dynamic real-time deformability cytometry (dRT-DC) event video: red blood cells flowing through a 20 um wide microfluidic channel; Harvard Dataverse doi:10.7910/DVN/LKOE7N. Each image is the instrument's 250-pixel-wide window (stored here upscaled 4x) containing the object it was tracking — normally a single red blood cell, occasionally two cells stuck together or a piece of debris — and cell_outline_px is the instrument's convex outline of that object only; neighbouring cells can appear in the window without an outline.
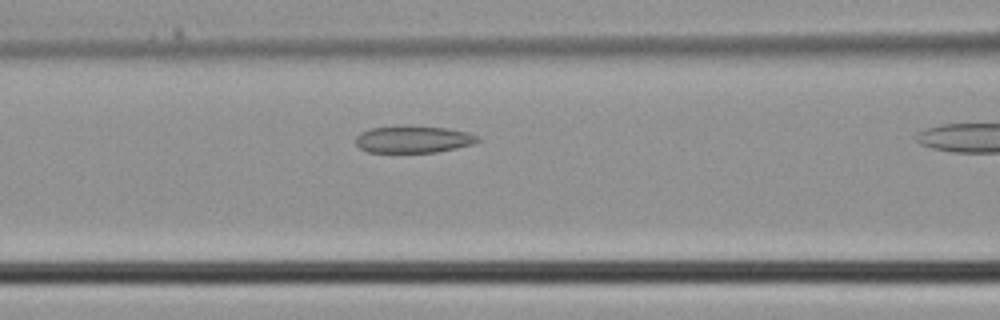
{"species": "common noctule bat (a hibernating species)", "species_latin": "Nyctalus noctula", "temperature_condition": "cold", "stored_images_in_passage": 9, "camera_frame_rate_fps": 3000, "um_per_image_px": 0.085, "animal": {"sex": "male", "body_mass_g": 21.5, "forearm_length_mm": 52.0}, "frame": {"image": 1, "passage_image": 6, "time_ms": 1.667, "image_size_px": [1000, 320], "cell_outline_px": [[480, 140], [472, 144], [456, 148], [436, 152], [368, 152], [360, 148], [356, 144], [356, 136], [360, 132], [372, 128], [448, 128], [468, 132], [480, 136]], "centroid_in_image_um": [35.16, 11.88], "position_along_channel_um": 131.4, "area_um2": 18.5}}
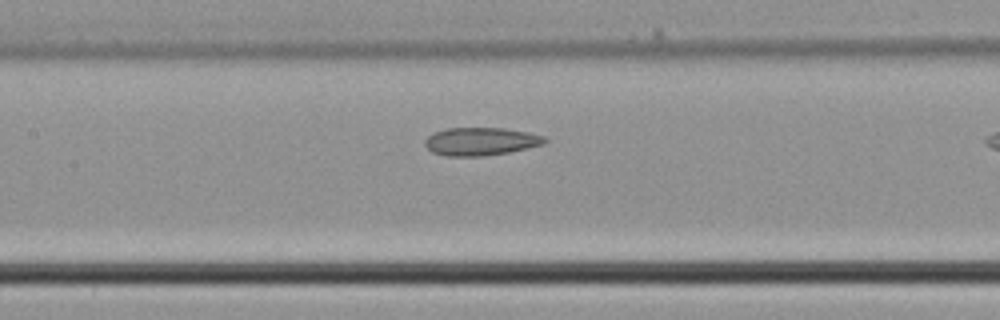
{"frame": {"image": 2, "passage_image": 8, "time_ms": 2.333, "image_size_px": [1000, 320], "cell_outline_px": [[548, 140], [544, 144], [528, 148], [508, 152], [484, 156], [448, 156], [432, 152], [424, 144], [424, 140], [432, 132], [448, 128], [504, 128], [528, 132], [544, 136]], "centroid_in_image_um": [40.86, 12.02], "position_along_channel_um": 166.5, "area_um2": 19.59}}